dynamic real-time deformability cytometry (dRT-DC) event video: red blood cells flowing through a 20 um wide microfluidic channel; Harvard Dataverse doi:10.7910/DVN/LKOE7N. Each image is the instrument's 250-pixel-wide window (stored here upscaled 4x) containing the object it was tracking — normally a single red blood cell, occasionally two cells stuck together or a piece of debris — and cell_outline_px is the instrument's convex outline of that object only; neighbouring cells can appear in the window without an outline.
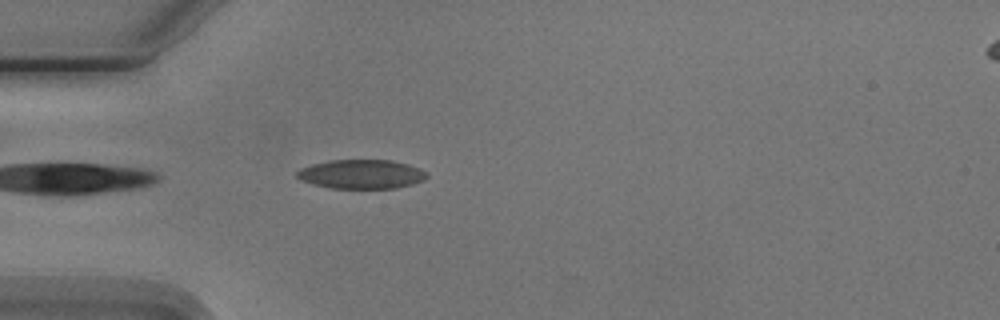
{"species": "Egyptian fruit bat (a non-hibernating species)", "species_latin": "Rousettus aegyptiacus", "temperature_condition": "cold", "stored_images_in_passage": 5, "camera_frame_rate_fps": 3000, "um_per_image_px": 0.085, "animal": {"sex": "male"}, "frame": {"image": 1, "passage_image": 5, "time_ms": 4.333, "image_size_px": [1000, 320], "cell_outline_px": [[428, 176], [424, 180], [412, 184], [396, 188], [328, 188], [312, 184], [300, 180], [296, 176], [296, 172], [300, 168], [312, 164], [328, 160], [388, 160], [408, 164], [420, 168], [428, 172]], "centroid_in_image_um": [30.71, 14.8], "position_along_channel_um": 54.3, "area_um2": 22.2}}